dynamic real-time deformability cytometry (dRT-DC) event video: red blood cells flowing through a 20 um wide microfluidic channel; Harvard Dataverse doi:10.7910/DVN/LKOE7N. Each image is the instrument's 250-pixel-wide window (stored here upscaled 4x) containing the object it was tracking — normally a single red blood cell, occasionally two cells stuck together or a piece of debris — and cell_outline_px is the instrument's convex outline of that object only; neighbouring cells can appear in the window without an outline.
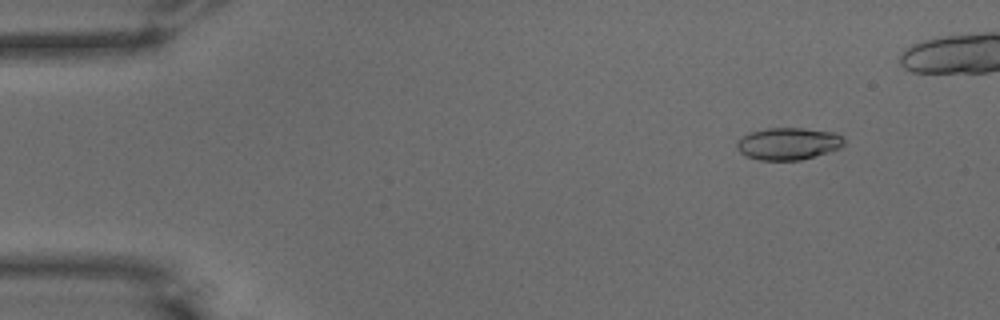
{"species": "common noctule bat (a hibernating species)", "species_latin": "Nyctalus noctula", "temperature_condition": "warm", "stored_images_in_passage": 50, "camera_frame_rate_fps": 3000, "um_per_image_px": 0.085, "animal": {"sex": "male", "body_mass_g": 15.6}, "frame": {"image": 1, "passage_image": 6, "time_ms": 1.667, "image_size_px": [1000, 320], "cell_outline_px": [[844, 144], [840, 148], [828, 152], [800, 160], [760, 160], [748, 156], [740, 152], [736, 148], [736, 140], [748, 132], [764, 128], [804, 128], [836, 132], [844, 140]], "centroid_in_image_um": [66.97, 12.2], "position_along_channel_um": 18.0, "area_um2": 20.23}}
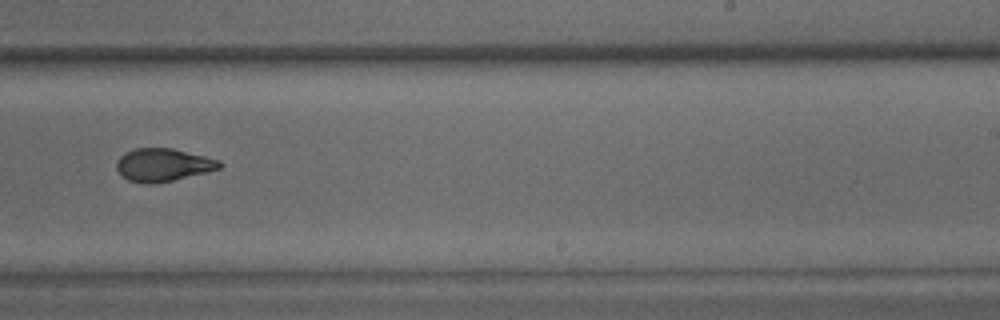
{"frame": {"image": 2, "passage_image": 35, "time_ms": 11.333, "image_size_px": [1000, 320], "cell_outline_px": [[224, 164], [220, 168], [172, 180], [152, 184], [144, 184], [128, 180], [116, 168], [116, 164], [120, 156], [124, 152], [132, 148], [172, 148], [220, 160]], "centroid_in_image_um": [13.84, 14.0], "position_along_channel_um": 275.2, "area_um2": 19.59}}
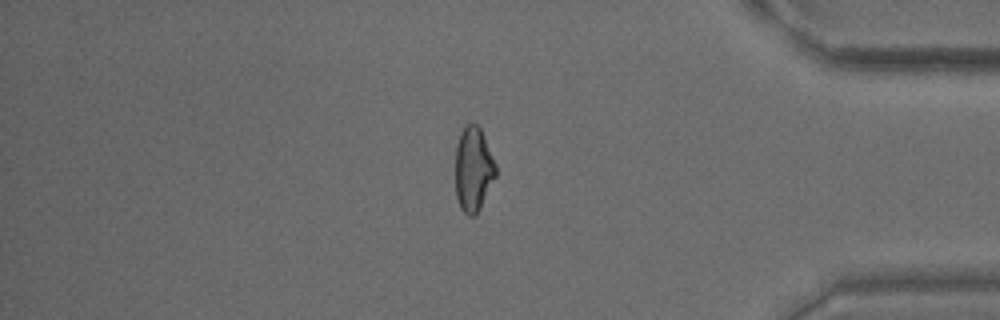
{"frame": {"image": 3, "passage_image": 47, "time_ms": 15.333, "image_size_px": [1000, 320], "cell_outline_px": [[496, 176], [476, 216], [468, 216], [460, 208], [456, 196], [456, 144], [460, 132], [468, 124], [476, 124], [480, 128], [484, 136], [496, 164]], "centroid_in_image_um": [40.23, 14.4], "position_along_channel_um": 395.0, "area_um2": 19.88}, "authors_computed_cell_mechanics": {"area_um2": 20.0566, "velocity_mm_per_s": 3.675, "shape_relaxation_time_tau1_ms": 9.4984, "shape_relaxation_time_tau2_ms": 2.233, "deformation_change_tau1": 0.2536, "deformation_change_tau2": 0.0879}}